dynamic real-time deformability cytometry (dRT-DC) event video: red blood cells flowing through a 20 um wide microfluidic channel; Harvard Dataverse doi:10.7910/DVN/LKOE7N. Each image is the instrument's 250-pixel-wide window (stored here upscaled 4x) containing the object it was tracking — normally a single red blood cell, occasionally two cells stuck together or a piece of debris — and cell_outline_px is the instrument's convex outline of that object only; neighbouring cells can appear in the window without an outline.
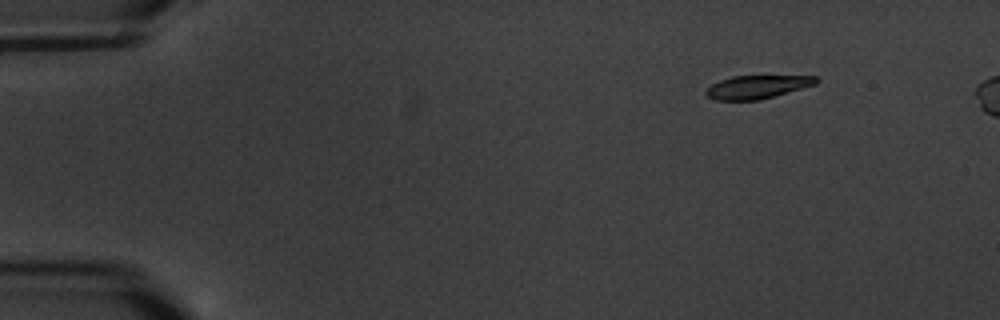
{"species": "common noctule bat (a hibernating species)", "species_latin": "Nyctalus noctula", "temperature_condition": "warm", "stored_images_in_passage": 17, "camera_frame_rate_fps": 3000, "um_per_image_px": 0.085, "animal": {"sex": "male", "body_mass_g": 20.1, "forearm_length_mm": 53.5}, "frame": {"image": 1, "passage_image": 3, "time_ms": 2.333, "image_size_px": [1000, 320], "cell_outline_px": [[820, 80], [816, 84], [760, 100], [716, 100], [708, 96], [704, 92], [712, 84], [720, 80], [732, 76], [816, 76]], "centroid_in_image_um": [64.36, 7.39], "position_along_channel_um": 20.6, "area_um2": 14.8}}
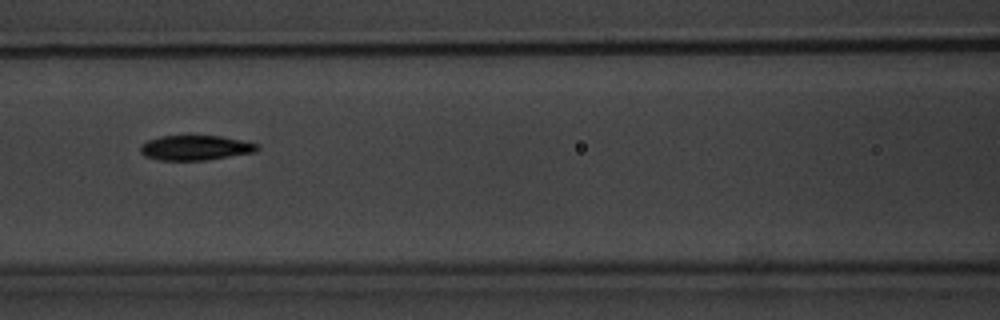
{"frame": {"image": 2, "passage_image": 8, "time_ms": 9.0, "image_size_px": [1000, 320], "cell_outline_px": [[260, 148], [256, 152], [204, 160], [160, 160], [144, 156], [140, 152], [140, 144], [148, 140], [160, 136], [220, 136], [260, 144]], "centroid_in_image_um": [16.6, 12.56], "position_along_channel_um": 150.0, "area_um2": 16.94}}
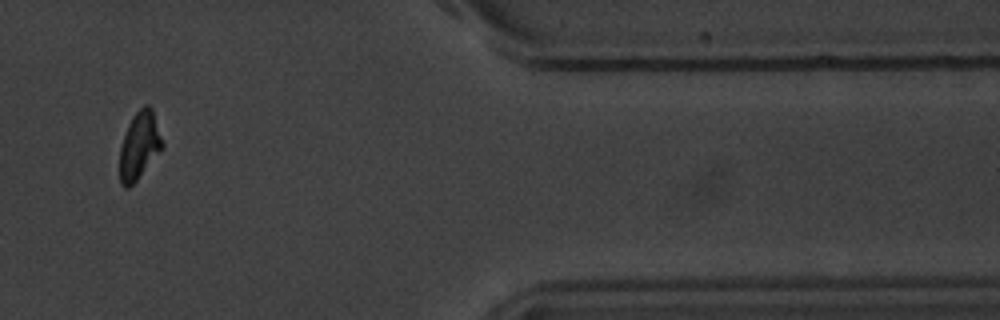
{"frame": {"image": 3, "passage_image": 15, "time_ms": 17.333, "image_size_px": [1000, 320], "cell_outline_px": [[164, 148], [136, 180], [128, 188], [124, 188], [120, 184], [120, 148], [128, 124], [132, 116], [144, 104], [148, 104], [152, 108], [164, 144]], "centroid_in_image_um": [11.86, 12.36], "position_along_channel_um": 399.5, "area_um2": 16.76}, "authors_computed_cell_mechanics": {"area_um2": 16.762, "velocity_mm_per_s": 3.3723, "shape_relaxation_time_tau1_ms": 2.4415, "shape_relaxation_time_tau2_ms": 6.4103, "deformation_change_tau1": 0.1142, "deformation_change_tau2": 0.099}}